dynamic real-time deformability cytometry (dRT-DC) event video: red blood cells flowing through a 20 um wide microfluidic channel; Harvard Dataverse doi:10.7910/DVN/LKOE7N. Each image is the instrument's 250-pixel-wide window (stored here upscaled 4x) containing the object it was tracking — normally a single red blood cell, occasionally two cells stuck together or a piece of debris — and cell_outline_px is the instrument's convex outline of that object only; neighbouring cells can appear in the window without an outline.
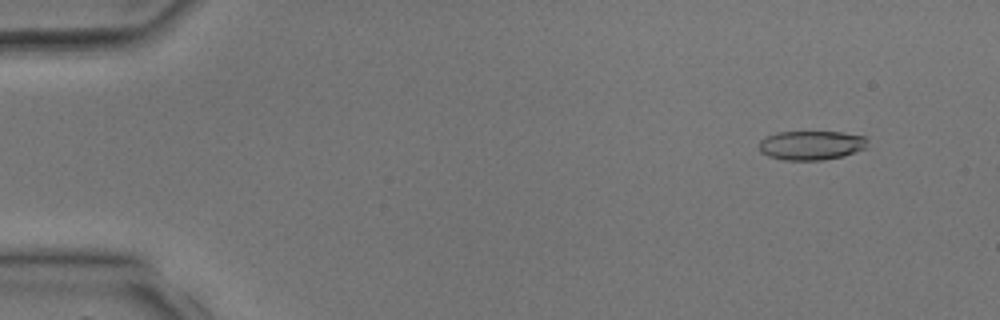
{"species": "common noctule bat (a hibernating species)", "species_latin": "Nyctalus noctula", "temperature_condition": "room temperature", "stored_images_in_passage": 3, "camera_frame_rate_fps": 3000, "um_per_image_px": 0.085, "animal": {"sex": "male", "body_mass_g": 17.9, "forearm_length_mm": 54.2}, "frame": {"image": 1, "passage_image": 1, "time_ms": 0.0, "image_size_px": [1000, 320], "cell_outline_px": [[868, 148], [844, 156], [824, 160], [784, 160], [768, 156], [760, 152], [760, 140], [764, 136], [776, 132], [844, 132], [864, 136], [868, 140]], "centroid_in_image_um": [68.98, 12.35], "position_along_channel_um": 16.0, "area_um2": 18.79}}